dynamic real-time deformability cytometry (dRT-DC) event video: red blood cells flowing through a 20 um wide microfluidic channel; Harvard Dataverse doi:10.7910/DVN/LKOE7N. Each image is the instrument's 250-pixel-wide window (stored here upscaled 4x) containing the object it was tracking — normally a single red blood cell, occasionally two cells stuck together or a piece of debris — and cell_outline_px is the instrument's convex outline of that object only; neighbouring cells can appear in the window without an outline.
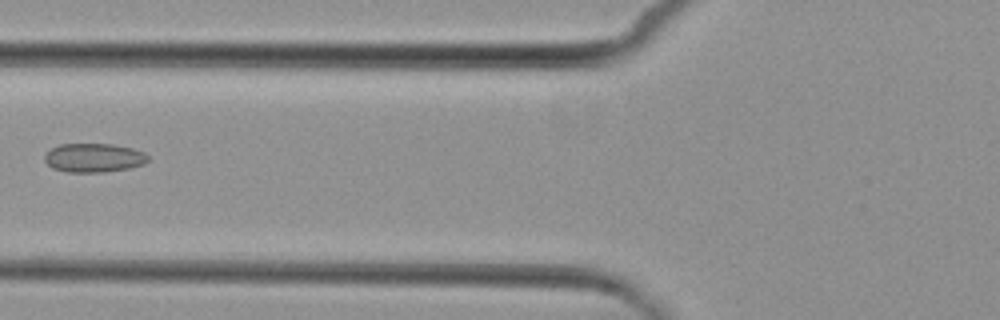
{"species": "common noctule bat (a hibernating species)", "species_latin": "Nyctalus noctula", "temperature_condition": "cold", "stored_images_in_passage": 6, "camera_frame_rate_fps": 3000, "um_per_image_px": 0.085, "animal": {"sex": "female", "body_mass_g": 29.2, "forearm_length_mm": 56.3}, "frame": {"image": 1, "passage_image": 6, "time_ms": 6.0, "image_size_px": [1000, 320], "cell_outline_px": [[148, 160], [144, 164], [132, 168], [104, 172], [68, 172], [52, 168], [44, 160], [44, 156], [52, 148], [60, 144], [112, 144], [132, 148], [144, 152], [148, 156]], "centroid_in_image_um": [7.99, 13.42], "position_along_channel_um": 117.8, "area_um2": 17.46}}